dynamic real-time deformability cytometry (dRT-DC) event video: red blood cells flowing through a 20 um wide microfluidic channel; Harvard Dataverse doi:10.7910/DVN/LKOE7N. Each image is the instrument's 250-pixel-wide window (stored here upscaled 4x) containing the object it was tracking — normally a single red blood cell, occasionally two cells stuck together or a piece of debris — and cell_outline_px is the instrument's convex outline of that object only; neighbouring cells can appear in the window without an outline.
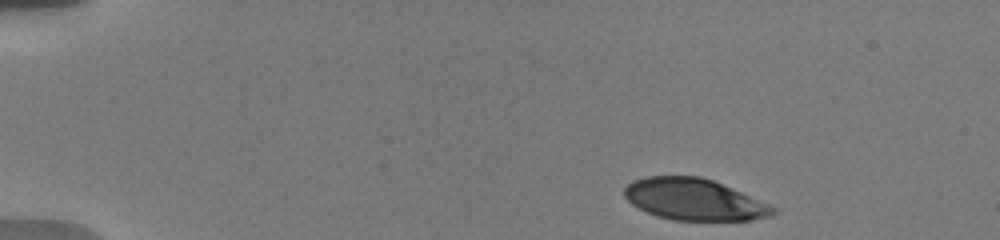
{"species": "human", "species_latin": "Homo sapiens", "temperature_condition": "warm", "stored_images_in_passage": 36, "camera_frame_rate_fps": 3000, "um_per_image_px": 0.085, "donor": {"sex": "male"}, "frame": {"image": 1, "passage_image": 1, "time_ms": 0.0, "image_size_px": [1000, 240], "cell_outline_px": [[776, 212], [772, 216], [752, 220], [676, 220], [660, 216], [648, 212], [632, 204], [624, 196], [624, 188], [632, 180], [648, 176], [700, 176], [712, 180], [732, 188], [768, 204], [776, 208]], "centroid_in_image_um": [59.0, 16.95], "position_along_channel_um": 26.0, "area_um2": 35.6}}
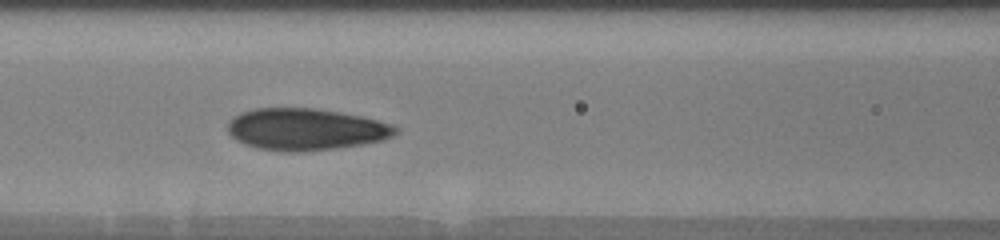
{"frame": {"image": 2, "passage_image": 14, "time_ms": 5.667, "image_size_px": [1000, 240], "cell_outline_px": [[400, 128], [392, 136], [380, 140], [360, 144], [332, 148], [300, 152], [284, 152], [256, 148], [244, 144], [236, 140], [228, 132], [228, 120], [232, 116], [240, 112], [256, 108], [316, 108], [340, 112], [360, 116], [392, 124]], "centroid_in_image_um": [25.92, 10.98], "position_along_channel_um": 140.7, "area_um2": 40.86}}
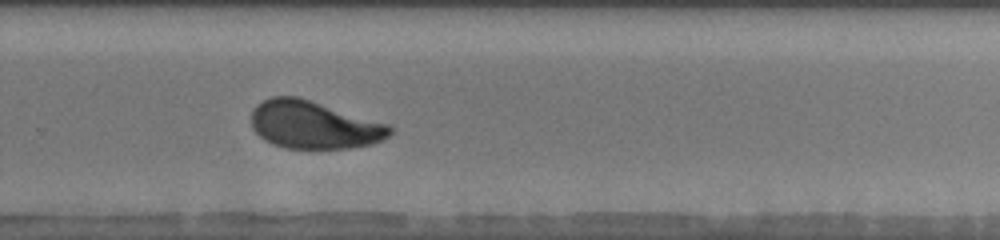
{"frame": {"image": 3, "passage_image": 24, "time_ms": 10.0, "image_size_px": [1000, 240], "cell_outline_px": [[392, 132], [388, 136], [372, 144], [348, 148], [284, 148], [272, 144], [264, 140], [252, 128], [252, 112], [256, 104], [272, 96], [296, 96], [388, 124], [392, 128]], "centroid_in_image_um": [26.64, 10.62], "position_along_channel_um": 303.2, "area_um2": 38.21}, "authors_computed_cell_mechanics": {"area_um2": 39.015, "velocity_mm_per_s": 3.76, "shape_relaxation_time_tau1_ms": 2.6902, "shape_relaxation_time_tau2_ms": 0.9806, "deformation_change_tau1": 0.1592, "deformation_change_tau2": 0.0615}}